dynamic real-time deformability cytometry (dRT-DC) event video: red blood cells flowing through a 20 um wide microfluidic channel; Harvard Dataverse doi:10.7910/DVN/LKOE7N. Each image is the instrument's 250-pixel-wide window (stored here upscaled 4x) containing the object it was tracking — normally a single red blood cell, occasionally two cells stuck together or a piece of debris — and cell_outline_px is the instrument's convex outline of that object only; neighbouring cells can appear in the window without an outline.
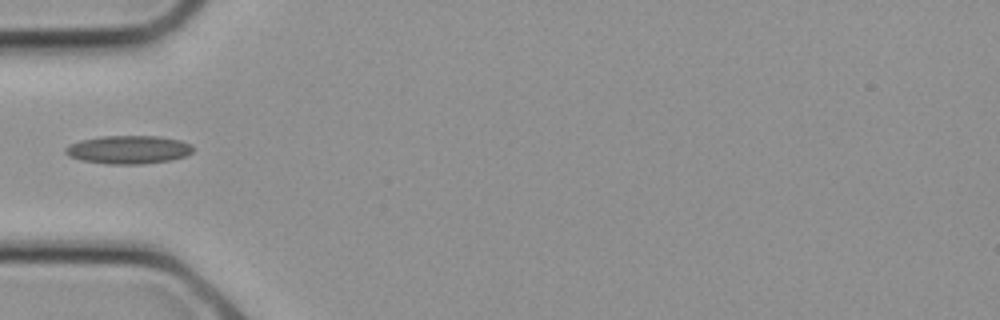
{"species": "common noctule bat (a hibernating species)", "species_latin": "Nyctalus noctula", "temperature_condition": "cold", "stored_images_in_passage": 6, "camera_frame_rate_fps": 3000, "um_per_image_px": 0.085, "animal": {"sex": "female", "body_mass_g": 21.9}, "frame": {"image": 1, "passage_image": 5, "time_ms": 1.333, "image_size_px": [1000, 320], "cell_outline_px": [[192, 152], [184, 156], [172, 160], [144, 164], [108, 164], [80, 160], [68, 156], [64, 152], [64, 148], [68, 144], [80, 140], [100, 136], [156, 136], [180, 140], [192, 144]], "centroid_in_image_um": [10.88, 12.72], "position_along_channel_um": 74.1, "area_um2": 21.21}}